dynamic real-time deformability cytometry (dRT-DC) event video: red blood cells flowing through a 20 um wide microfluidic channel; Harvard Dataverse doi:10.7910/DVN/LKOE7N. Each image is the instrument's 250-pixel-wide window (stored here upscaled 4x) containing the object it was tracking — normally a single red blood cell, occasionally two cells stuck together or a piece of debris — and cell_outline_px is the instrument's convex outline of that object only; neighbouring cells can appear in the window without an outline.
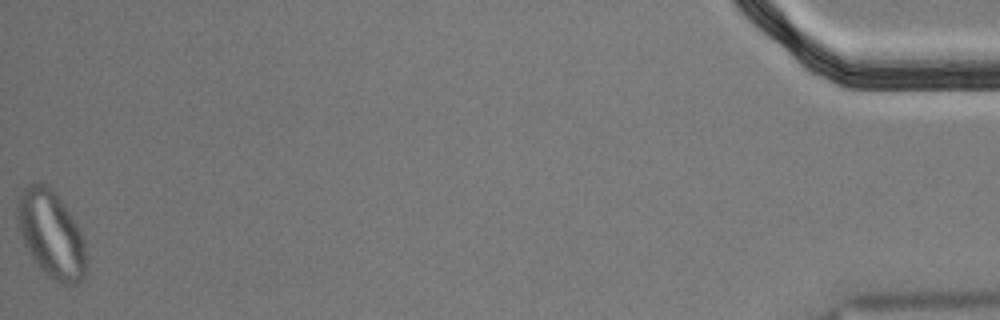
{"species": "Egyptian fruit bat (a non-hibernating species)", "species_latin": "Rousettus aegyptiacus", "temperature_condition": "cold", "stored_images_in_passage": 55, "segment_of_instrument_passage": [2, 2], "camera_frame_rate_fps": 3000, "um_per_image_px": 0.085, "animal": {"sex": "male"}, "frame": {"image": 1, "passage_image": 55, "time_ms": 18.0, "image_size_px": [1000, 320], "cell_outline_px": [[84, 276], [76, 284], [64, 284], [48, 276], [40, 268], [24, 244], [20, 232], [16, 216], [16, 204], [24, 188], [28, 184], [36, 180], [52, 188], [56, 192], [72, 216], [84, 240]], "centroid_in_image_um": [4.31, 19.85], "position_along_channel_um": 430.9, "area_um2": 34.51}}